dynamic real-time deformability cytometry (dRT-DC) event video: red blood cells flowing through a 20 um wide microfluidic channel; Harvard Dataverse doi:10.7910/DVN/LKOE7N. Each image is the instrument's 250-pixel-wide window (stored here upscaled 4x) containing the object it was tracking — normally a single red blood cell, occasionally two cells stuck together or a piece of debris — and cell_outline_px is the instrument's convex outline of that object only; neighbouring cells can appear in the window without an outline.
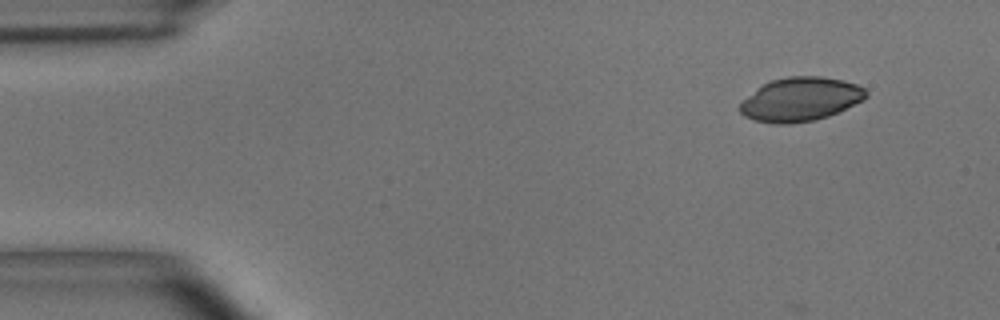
{"species": "common noctule bat (a hibernating species)", "species_latin": "Nyctalus noctula", "temperature_condition": "room temperature", "stored_images_in_passage": 4, "camera_frame_rate_fps": 3000, "um_per_image_px": 0.085, "animal": {"sex": "male", "body_mass_g": 15.6}, "frame": {"image": 1, "passage_image": 1, "time_ms": 0.0, "image_size_px": [1000, 320], "cell_outline_px": [[868, 96], [864, 100], [828, 116], [812, 120], [788, 124], [776, 124], [752, 120], [744, 116], [740, 112], [740, 104], [748, 96], [764, 84], [772, 80], [788, 76], [824, 76], [844, 80], [856, 84], [864, 88], [868, 92]], "centroid_in_image_um": [68.07, 8.44], "position_along_channel_um": 16.9, "area_um2": 32.08}}